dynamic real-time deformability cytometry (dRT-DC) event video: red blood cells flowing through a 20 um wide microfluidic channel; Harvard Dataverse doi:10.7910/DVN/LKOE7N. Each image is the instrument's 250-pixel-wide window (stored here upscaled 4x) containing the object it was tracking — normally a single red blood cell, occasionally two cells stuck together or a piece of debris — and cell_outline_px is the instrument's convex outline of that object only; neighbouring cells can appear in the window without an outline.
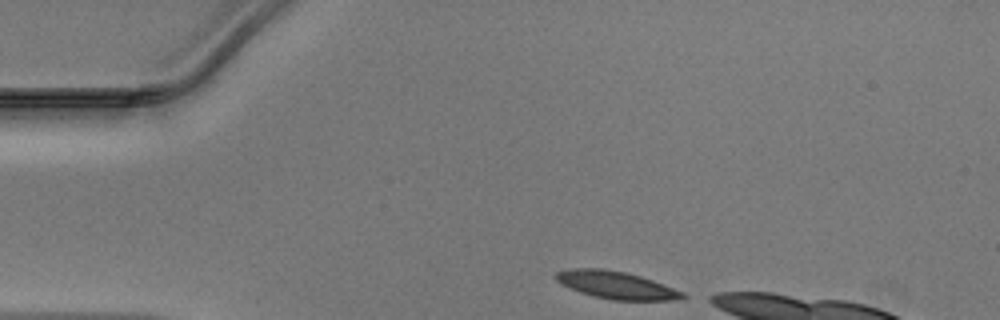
{"species": "Egyptian fruit bat (a non-hibernating species)", "species_latin": "Rousettus aegyptiacus", "temperature_condition": "warm", "stored_images_in_passage": 32, "camera_frame_rate_fps": 3000, "um_per_image_px": 0.085, "animal": {"sex": "male"}, "frame": {"image": 1, "passage_image": 1, "time_ms": 0.0, "image_size_px": [1000, 320], "cell_outline_px": [[688, 296], [680, 300], [612, 300], [592, 296], [568, 288], [560, 284], [552, 276], [556, 272], [568, 268], [604, 268], [624, 272], [640, 276], [652, 280], [684, 292]], "centroid_in_image_um": [52.33, 24.23], "position_along_channel_um": 32.7, "area_um2": 20.58}}
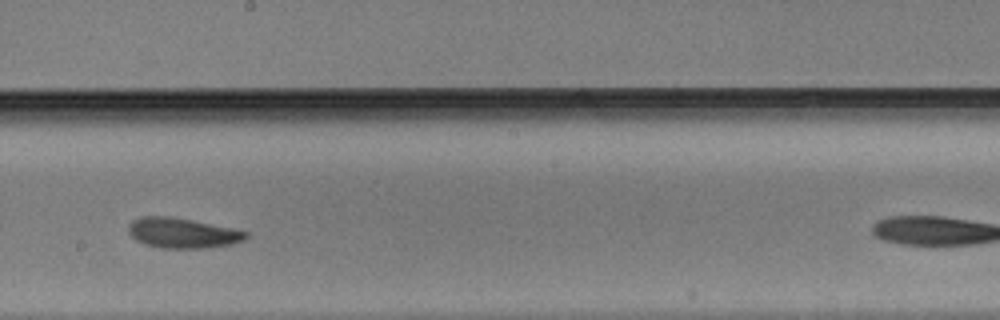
{"frame": {"image": 2, "passage_image": 19, "time_ms": 6.0, "image_size_px": [1000, 320], "cell_outline_px": [[248, 236], [244, 240], [232, 244], [204, 248], [160, 248], [144, 244], [136, 240], [128, 232], [128, 224], [132, 220], [140, 216], [168, 216], [192, 220], [232, 228], [248, 232]], "centroid_in_image_um": [15.48, 19.8], "position_along_channel_um": 232.7, "area_um2": 20.69}}
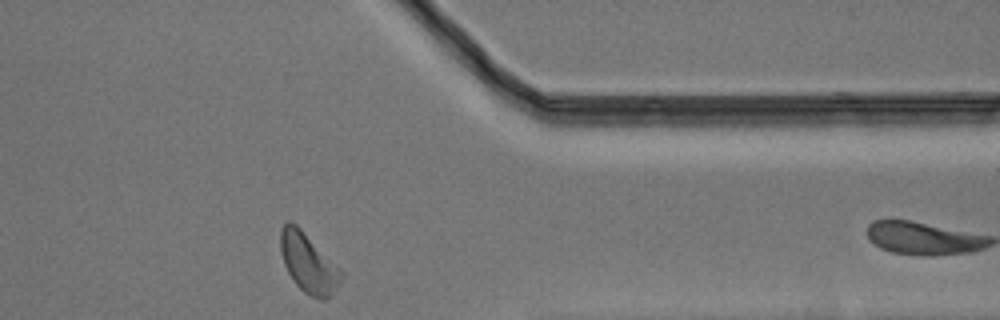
{"frame": {"image": 3, "passage_image": 31, "time_ms": 10.0, "image_size_px": [1000, 320], "cell_outline_px": [[344, 276], [336, 288], [324, 300], [320, 300], [304, 292], [292, 280], [284, 264], [280, 252], [280, 228], [288, 220], [292, 220], [344, 272]], "centroid_in_image_um": [26.19, 22.34], "position_along_channel_um": 385.2, "area_um2": 20.92}}